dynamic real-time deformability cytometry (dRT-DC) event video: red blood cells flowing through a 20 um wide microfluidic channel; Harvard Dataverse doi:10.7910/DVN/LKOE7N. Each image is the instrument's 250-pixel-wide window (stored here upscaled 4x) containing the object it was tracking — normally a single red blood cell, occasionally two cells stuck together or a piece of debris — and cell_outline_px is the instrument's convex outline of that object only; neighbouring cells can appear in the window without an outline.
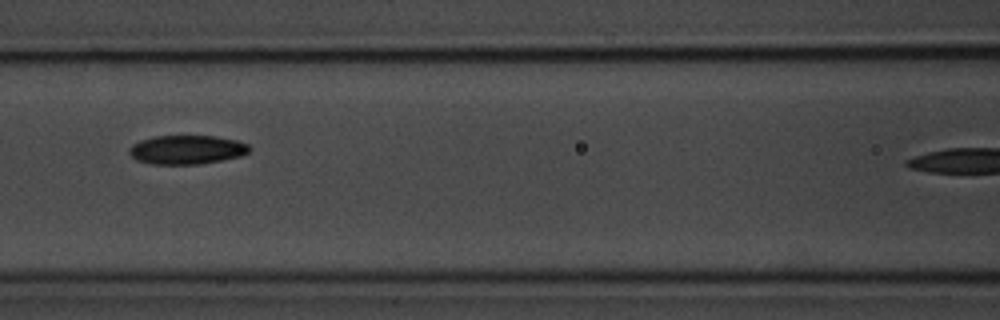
{"species": "common noctule bat (a hibernating species)", "species_latin": "Nyctalus noctula", "temperature_condition": "room temperature", "stored_images_in_passage": 14, "camera_frame_rate_fps": 3000, "um_per_image_px": 0.085, "animal": {"sex": "male", "body_mass_g": 20.1, "forearm_length_mm": 53.5}, "frame": {"image": 1, "passage_image": 7, "time_ms": 8.0, "image_size_px": [1000, 320], "cell_outline_px": [[252, 148], [248, 152], [240, 156], [200, 164], [152, 164], [136, 160], [128, 152], [128, 148], [132, 144], [140, 140], [152, 136], [216, 136], [236, 140], [248, 144]], "centroid_in_image_um": [15.85, 12.72], "position_along_channel_um": 150.7, "area_um2": 20.35}}
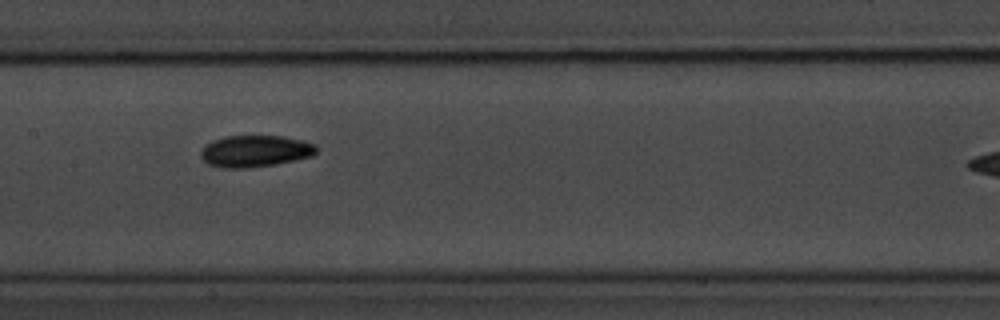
{"frame": {"image": 2, "passage_image": 8, "time_ms": 9.0, "image_size_px": [1000, 320], "cell_outline_px": [[316, 152], [312, 156], [276, 164], [248, 168], [224, 168], [208, 164], [200, 156], [200, 152], [204, 144], [212, 140], [224, 136], [280, 136], [300, 140], [316, 144]], "centroid_in_image_um": [21.64, 12.84], "position_along_channel_um": 185.8, "area_um2": 21.39}}